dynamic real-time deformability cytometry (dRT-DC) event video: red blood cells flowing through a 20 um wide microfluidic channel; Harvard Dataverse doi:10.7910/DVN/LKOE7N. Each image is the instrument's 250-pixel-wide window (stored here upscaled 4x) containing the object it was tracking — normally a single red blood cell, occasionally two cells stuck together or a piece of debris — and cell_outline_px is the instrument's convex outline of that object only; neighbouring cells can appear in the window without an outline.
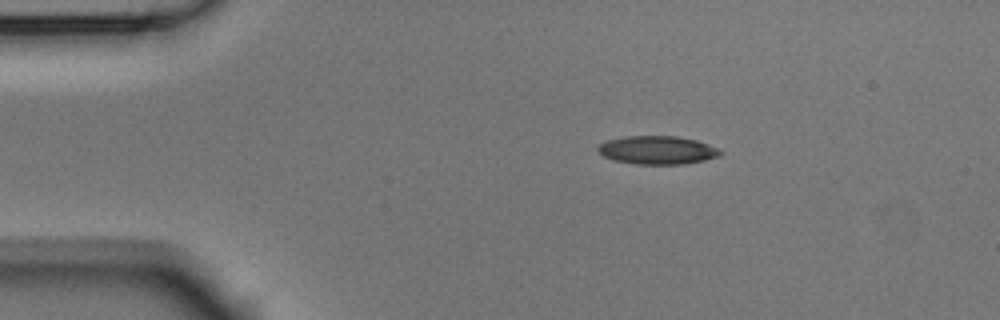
{"species": "Egyptian fruit bat (a non-hibernating species)", "species_latin": "Rousettus aegyptiacus", "temperature_condition": "room temperature", "stored_images_in_passage": 3, "camera_frame_rate_fps": 3000, "um_per_image_px": 0.085, "animal": {"sex": "male"}, "frame": {"image": 1, "passage_image": 1, "time_ms": 0.0, "image_size_px": [1000, 320], "cell_outline_px": [[724, 152], [720, 156], [704, 160], [684, 164], [636, 164], [616, 160], [604, 156], [596, 148], [600, 144], [608, 140], [624, 136], [676, 136], [696, 140], [720, 148]], "centroid_in_image_um": [55.93, 12.75], "position_along_channel_um": 29.1, "area_um2": 20.17}}
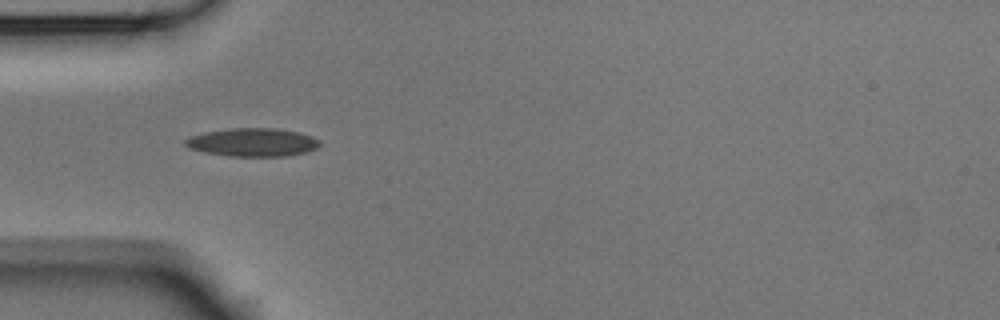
{"frame": {"image": 2, "passage_image": 3, "time_ms": 0.667, "image_size_px": [1000, 320], "cell_outline_px": [[320, 144], [316, 148], [308, 152], [284, 156], [232, 156], [204, 152], [188, 148], [184, 144], [184, 140], [188, 136], [204, 132], [228, 128], [276, 128], [300, 132], [312, 136], [320, 140]], "centroid_in_image_um": [21.46, 12.08], "position_along_channel_um": 63.5, "area_um2": 22.37}}